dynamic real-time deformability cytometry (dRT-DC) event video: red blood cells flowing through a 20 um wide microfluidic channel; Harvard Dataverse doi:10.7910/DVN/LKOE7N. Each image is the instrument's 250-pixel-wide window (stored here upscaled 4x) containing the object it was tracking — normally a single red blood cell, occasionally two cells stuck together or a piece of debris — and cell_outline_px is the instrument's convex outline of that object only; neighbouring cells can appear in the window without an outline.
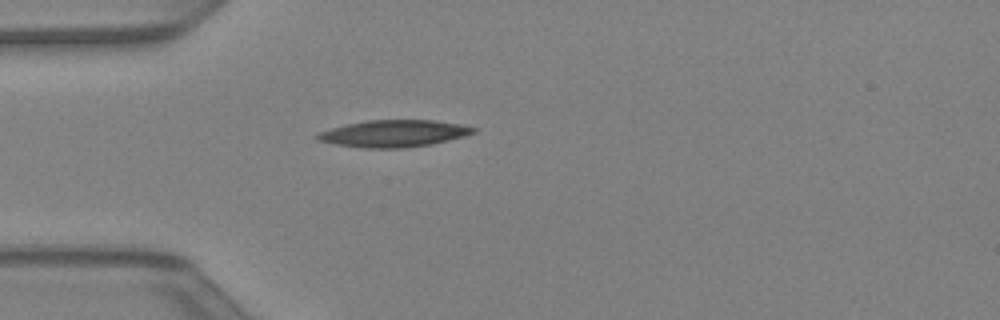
{"species": "Egyptian fruit bat (a non-hibernating species)", "species_latin": "Rousettus aegyptiacus", "temperature_condition": "warm", "stored_images_in_passage": 31, "camera_frame_rate_fps": 3000, "um_per_image_px": 0.085, "animal": {"sex": "female"}, "frame": {"image": 1, "passage_image": 1, "time_ms": 0.0, "image_size_px": [1000, 320], "cell_outline_px": [[476, 132], [464, 136], [432, 144], [404, 148], [364, 148], [336, 144], [316, 140], [316, 136], [320, 132], [332, 128], [348, 124], [368, 120], [432, 120], [456, 124], [476, 128]], "centroid_in_image_um": [33.46, 11.35], "position_along_channel_um": 51.5, "area_um2": 24.16}}
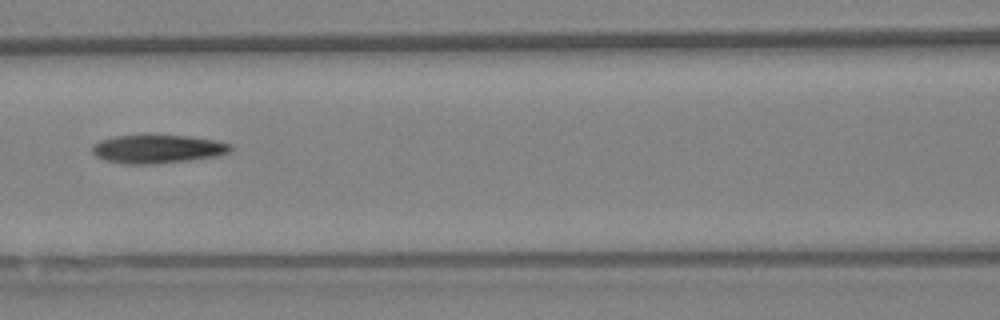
{"frame": {"image": 2, "passage_image": 8, "time_ms": 2.333, "image_size_px": [1000, 320], "cell_outline_px": [[232, 152], [216, 156], [188, 160], [152, 164], [124, 164], [104, 160], [96, 156], [92, 152], [92, 148], [100, 140], [116, 136], [144, 132], [148, 132], [192, 136], [216, 140], [232, 144]], "centroid_in_image_um": [13.41, 12.61], "position_along_channel_um": 153.2, "area_um2": 23.93}}
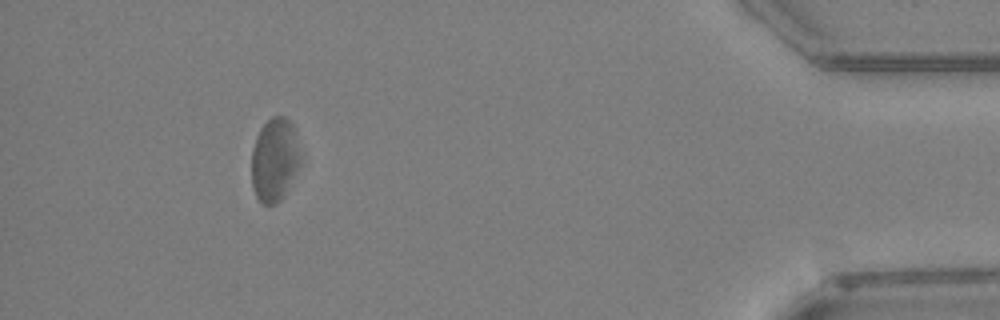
{"frame": {"image": 3, "passage_image": 28, "time_ms": 9.0, "image_size_px": [1000, 320], "cell_outline_px": [[300, 164], [280, 200], [276, 204], [260, 204], [256, 196], [252, 184], [252, 148], [256, 136], [260, 128], [272, 116], [284, 116], [292, 124], [296, 132], [300, 156]], "centroid_in_image_um": [23.32, 13.56], "position_along_channel_um": 411.9, "area_um2": 23.64}}